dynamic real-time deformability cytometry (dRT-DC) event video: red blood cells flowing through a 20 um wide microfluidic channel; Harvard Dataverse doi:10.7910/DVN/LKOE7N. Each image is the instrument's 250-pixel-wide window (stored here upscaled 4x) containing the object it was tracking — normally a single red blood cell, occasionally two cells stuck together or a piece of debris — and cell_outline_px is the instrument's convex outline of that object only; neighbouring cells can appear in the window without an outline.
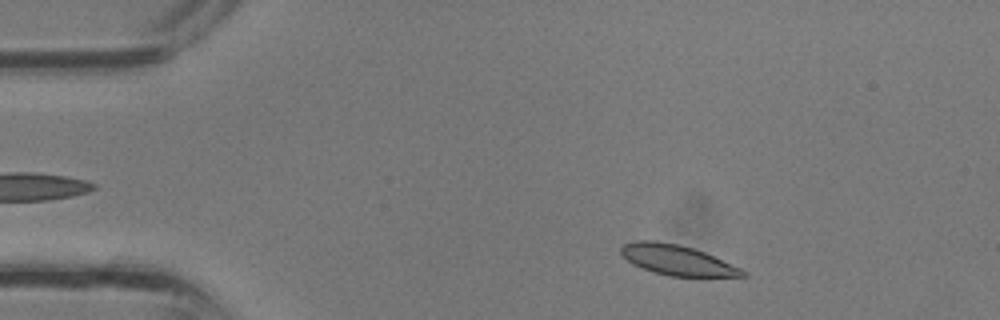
{"species": "common noctule bat (a hibernating species)", "species_latin": "Nyctalus noctula", "temperature_condition": "room temperature", "stored_images_in_passage": 32, "camera_frame_rate_fps": 3000, "um_per_image_px": 0.085, "animal": {"sex": "male", "body_mass_g": 13.3}, "frame": {"image": 1, "passage_image": 3, "time_ms": 0.667, "image_size_px": [1000, 320], "cell_outline_px": [[748, 276], [672, 276], [656, 272], [632, 264], [620, 252], [620, 248], [624, 244], [636, 240], [656, 240], [680, 244], [704, 252], [740, 268], [748, 272]], "centroid_in_image_um": [57.54, 22.08], "position_along_channel_um": 27.5, "area_um2": 21.1}}
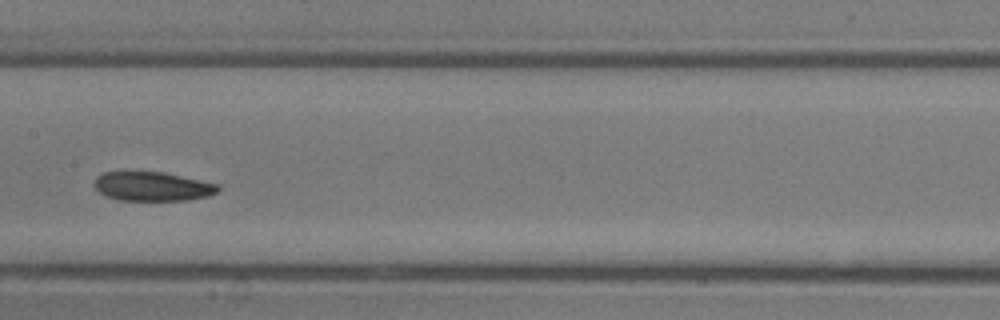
{"frame": {"image": 2, "passage_image": 15, "time_ms": 4.667, "image_size_px": [1000, 320], "cell_outline_px": [[220, 188], [216, 192], [208, 196], [188, 200], [120, 200], [108, 196], [100, 192], [92, 184], [96, 176], [104, 172], [164, 172], [220, 184]], "centroid_in_image_um": [12.97, 15.84], "position_along_channel_um": 194.4, "area_um2": 20.98}}
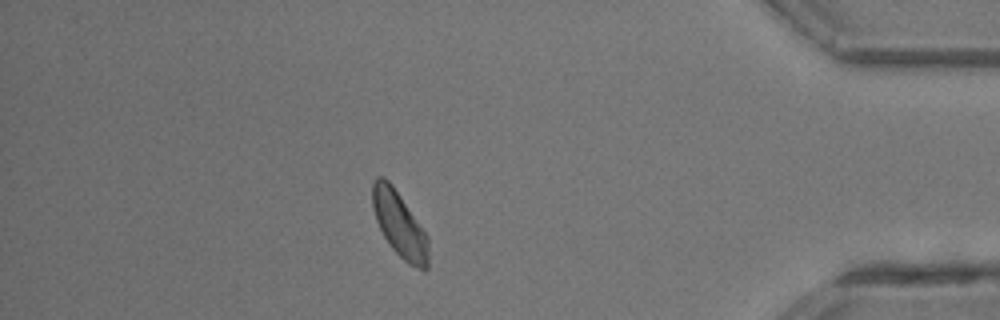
{"frame": {"image": 3, "passage_image": 28, "time_ms": 9.0, "image_size_px": [1000, 320], "cell_outline_px": [[428, 268], [424, 272], [408, 264], [392, 248], [384, 236], [376, 220], [372, 208], [372, 184], [376, 176], [384, 176], [392, 184], [428, 236]], "centroid_in_image_um": [33.95, 19.08], "position_along_channel_um": 401.2, "area_um2": 21.33}}